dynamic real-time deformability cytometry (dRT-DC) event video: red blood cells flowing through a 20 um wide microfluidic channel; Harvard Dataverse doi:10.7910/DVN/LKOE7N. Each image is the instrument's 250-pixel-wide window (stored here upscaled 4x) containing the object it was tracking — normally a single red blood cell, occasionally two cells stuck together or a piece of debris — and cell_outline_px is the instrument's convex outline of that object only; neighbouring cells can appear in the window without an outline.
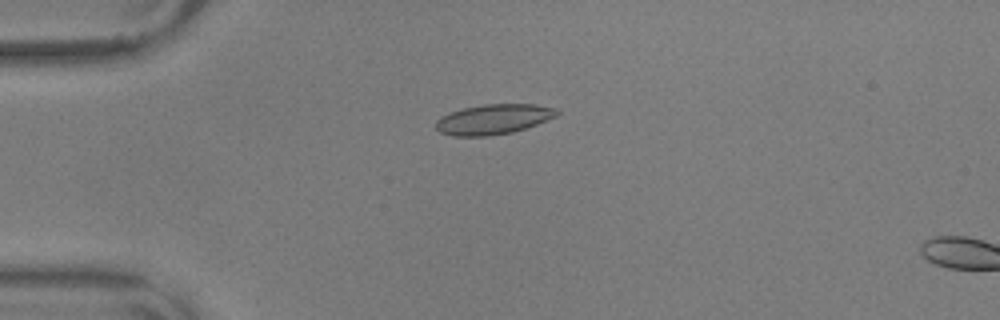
{"species": "common noctule bat (a hibernating species)", "species_latin": "Nyctalus noctula", "temperature_condition": "warm", "stored_images_in_passage": 17, "camera_frame_rate_fps": 3000, "um_per_image_px": 0.085, "animal": {"sex": "male", "body_mass_g": 17.9, "forearm_length_mm": 54.2}, "frame": {"image": 1, "passage_image": 15, "time_ms": 4.667, "image_size_px": [1000, 320], "cell_outline_px": [[560, 112], [556, 116], [536, 124], [512, 132], [488, 136], [452, 136], [440, 132], [436, 128], [436, 120], [440, 116], [460, 108], [484, 104], [536, 104], [556, 108]], "centroid_in_image_um": [41.91, 10.13], "position_along_channel_um": 43.1, "area_um2": 21.27}}